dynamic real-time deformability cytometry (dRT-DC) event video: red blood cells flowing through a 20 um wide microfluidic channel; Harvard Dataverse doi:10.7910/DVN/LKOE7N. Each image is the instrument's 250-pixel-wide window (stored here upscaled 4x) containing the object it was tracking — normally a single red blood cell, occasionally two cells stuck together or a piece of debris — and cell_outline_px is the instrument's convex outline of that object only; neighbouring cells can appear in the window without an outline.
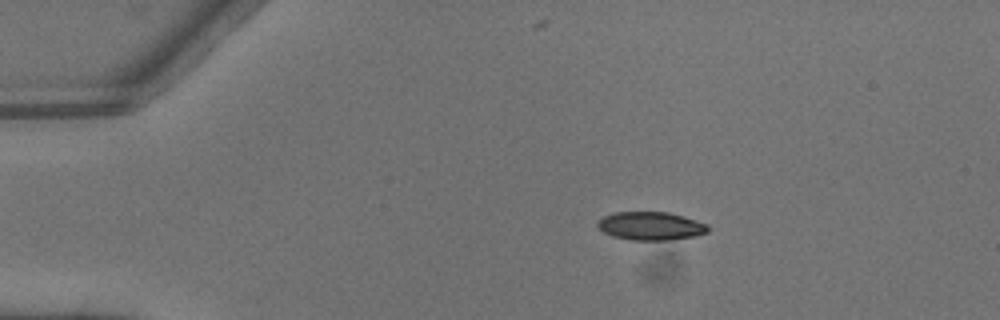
{"species": "common noctule bat (a hibernating species)", "species_latin": "Nyctalus noctula", "temperature_condition": "warm", "stored_images_in_passage": 4, "camera_frame_rate_fps": 3000, "um_per_image_px": 0.085, "animal": {"sex": "male", "body_mass_g": 13.3}, "frame": {"image": 1, "passage_image": 2, "time_ms": 0.333, "image_size_px": [1000, 320], "cell_outline_px": [[708, 232], [696, 236], [668, 240], [632, 240], [612, 236], [604, 232], [596, 224], [596, 220], [604, 216], [616, 212], [668, 212], [684, 216], [708, 224]], "centroid_in_image_um": [55.31, 19.2], "position_along_channel_um": 29.7, "area_um2": 18.26}}
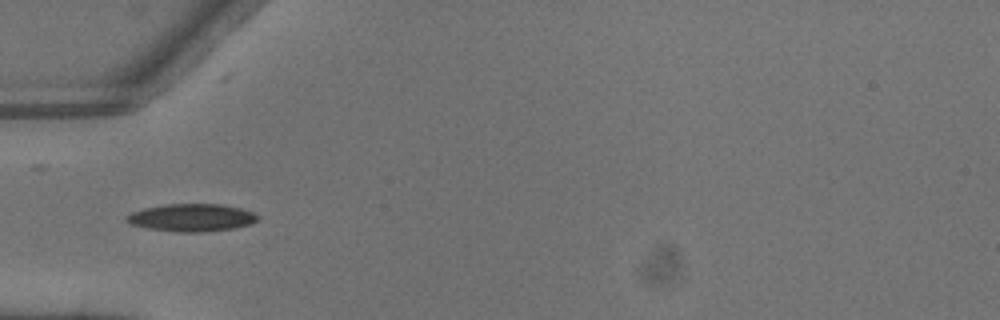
{"frame": {"image": 2, "passage_image": 4, "time_ms": 1.0, "image_size_px": [1000, 320], "cell_outline_px": [[260, 220], [252, 224], [232, 228], [200, 232], [176, 232], [148, 228], [128, 224], [124, 220], [124, 216], [132, 212], [144, 208], [164, 204], [220, 204], [240, 208], [252, 212], [260, 216]], "centroid_in_image_um": [16.26, 18.5], "position_along_channel_um": 68.7, "area_um2": 21.27}}